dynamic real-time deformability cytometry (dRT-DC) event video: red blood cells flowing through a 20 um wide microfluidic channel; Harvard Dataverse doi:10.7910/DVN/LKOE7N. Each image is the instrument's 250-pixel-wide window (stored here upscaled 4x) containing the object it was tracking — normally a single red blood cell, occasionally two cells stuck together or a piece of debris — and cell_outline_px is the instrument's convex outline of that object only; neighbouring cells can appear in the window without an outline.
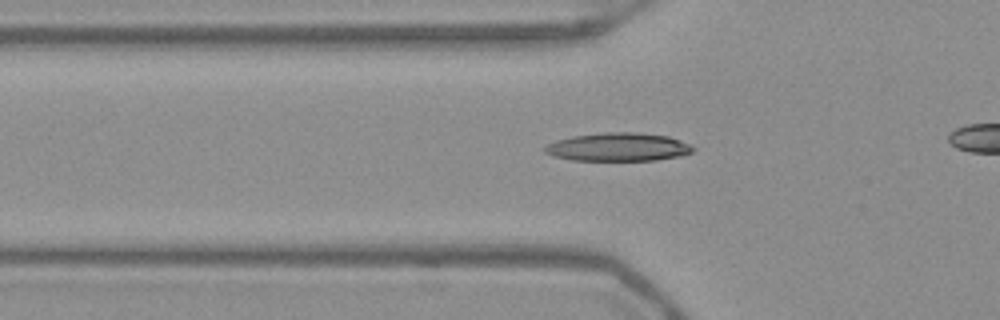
{"species": "Egyptian fruit bat (a non-hibernating species)", "species_latin": "Rousettus aegyptiacus", "temperature_condition": "warm", "stored_images_in_passage": 46, "camera_frame_rate_fps": 3000, "um_per_image_px": 0.085, "frame": {"image": 1, "passage_image": 19, "time_ms": 6.0, "image_size_px": [1000, 320], "cell_outline_px": [[696, 148], [692, 152], [684, 156], [656, 160], [572, 160], [552, 156], [544, 152], [544, 148], [548, 144], [556, 140], [572, 136], [604, 132], [636, 132], [668, 136], [680, 140]], "centroid_in_image_um": [52.56, 12.5], "position_along_channel_um": 73.2, "area_um2": 24.57}}
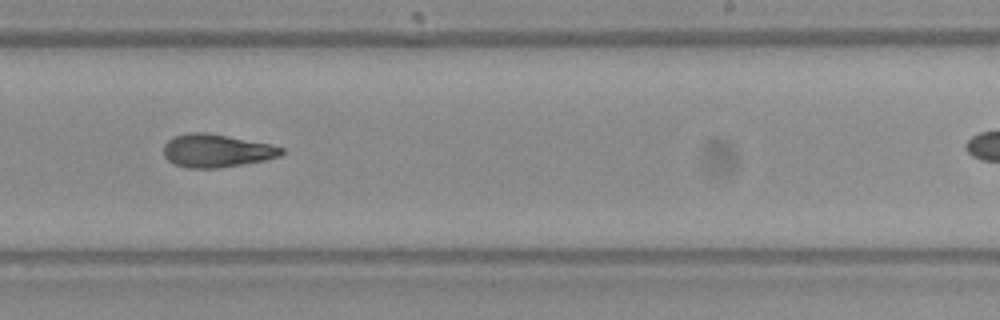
{"frame": {"image": 2, "passage_image": 34, "time_ms": 11.0, "image_size_px": [1000, 320], "cell_outline_px": [[284, 152], [280, 156], [264, 160], [220, 168], [184, 168], [172, 164], [164, 156], [164, 144], [168, 140], [176, 136], [188, 132], [208, 132], [268, 144], [284, 148]], "centroid_in_image_um": [18.36, 12.82], "position_along_channel_um": 270.6, "area_um2": 22.72}}
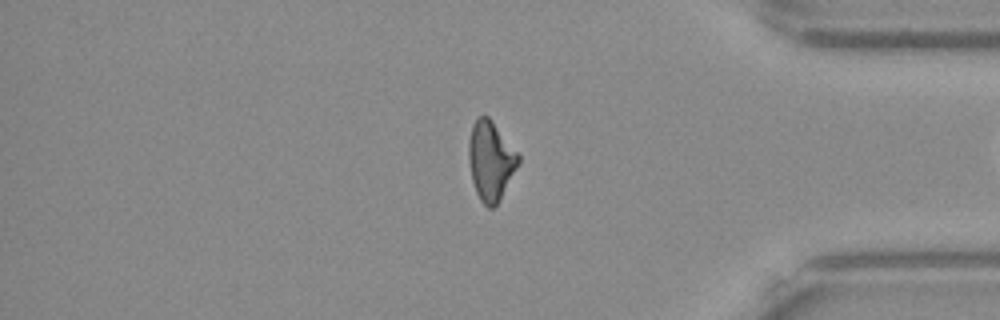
{"frame": {"image": 3, "passage_image": 45, "time_ms": 14.667, "image_size_px": [1000, 320], "cell_outline_px": [[520, 164], [500, 200], [492, 208], [488, 208], [480, 200], [476, 192], [472, 180], [468, 160], [468, 140], [472, 124], [476, 116], [488, 116], [492, 120], [520, 156]], "centroid_in_image_um": [41.7, 13.65], "position_along_channel_um": 393.5, "area_um2": 23.18}}